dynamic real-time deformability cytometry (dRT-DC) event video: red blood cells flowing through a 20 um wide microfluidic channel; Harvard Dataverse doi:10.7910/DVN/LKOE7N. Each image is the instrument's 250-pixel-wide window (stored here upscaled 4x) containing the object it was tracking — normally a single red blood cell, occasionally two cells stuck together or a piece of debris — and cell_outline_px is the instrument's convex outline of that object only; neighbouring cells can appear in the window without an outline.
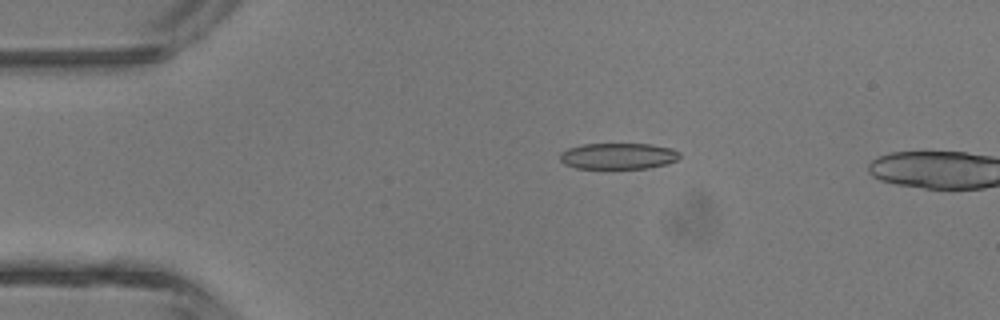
{"species": "common noctule bat (a hibernating species)", "species_latin": "Nyctalus noctula", "temperature_condition": "room temperature", "stored_images_in_passage": 2, "camera_frame_rate_fps": 3000, "um_per_image_px": 0.085, "animal": {"sex": "male", "body_mass_g": 13.3}, "frame": {"image": 1, "passage_image": 1, "time_ms": 0.0, "image_size_px": [1000, 320], "cell_outline_px": [[680, 156], [676, 160], [668, 164], [648, 168], [576, 168], [564, 164], [560, 160], [560, 152], [568, 148], [584, 144], [652, 144], [672, 148], [680, 152]], "centroid_in_image_um": [52.56, 13.26], "position_along_channel_um": 32.4, "area_um2": 18.32}}